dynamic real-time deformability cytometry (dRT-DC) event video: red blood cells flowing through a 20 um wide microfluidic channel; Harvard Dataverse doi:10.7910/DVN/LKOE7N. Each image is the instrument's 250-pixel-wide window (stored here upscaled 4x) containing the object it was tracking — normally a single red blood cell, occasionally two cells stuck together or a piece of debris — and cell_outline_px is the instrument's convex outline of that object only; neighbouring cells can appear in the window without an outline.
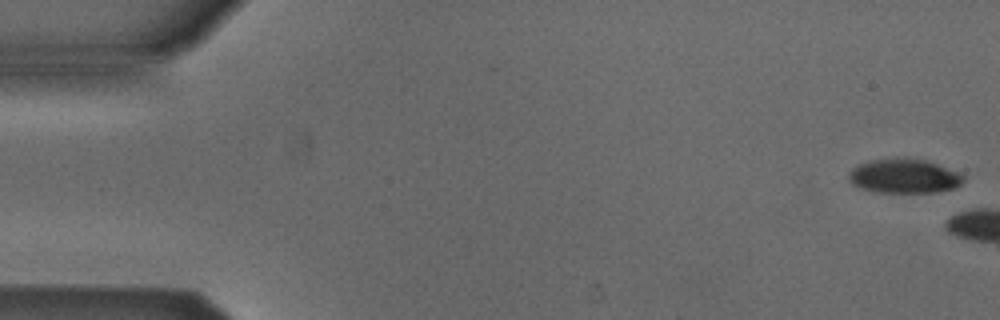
{"species": "Egyptian fruit bat (a non-hibernating species)", "species_latin": "Rousettus aegyptiacus", "temperature_condition": "cold", "stored_images_in_passage": 4, "camera_frame_rate_fps": 3000, "um_per_image_px": 0.085, "animal": {"sex": "male"}, "frame": {"image": 1, "passage_image": 1, "time_ms": 0.0, "image_size_px": [1000, 320], "cell_outline_px": [[964, 180], [960, 184], [952, 188], [936, 192], [876, 192], [860, 188], [852, 184], [848, 180], [848, 172], [852, 168], [868, 160], [924, 160], [936, 164], [956, 172], [964, 176]], "centroid_in_image_um": [76.79, 15.0], "position_along_channel_um": 8.2, "area_um2": 22.2}}